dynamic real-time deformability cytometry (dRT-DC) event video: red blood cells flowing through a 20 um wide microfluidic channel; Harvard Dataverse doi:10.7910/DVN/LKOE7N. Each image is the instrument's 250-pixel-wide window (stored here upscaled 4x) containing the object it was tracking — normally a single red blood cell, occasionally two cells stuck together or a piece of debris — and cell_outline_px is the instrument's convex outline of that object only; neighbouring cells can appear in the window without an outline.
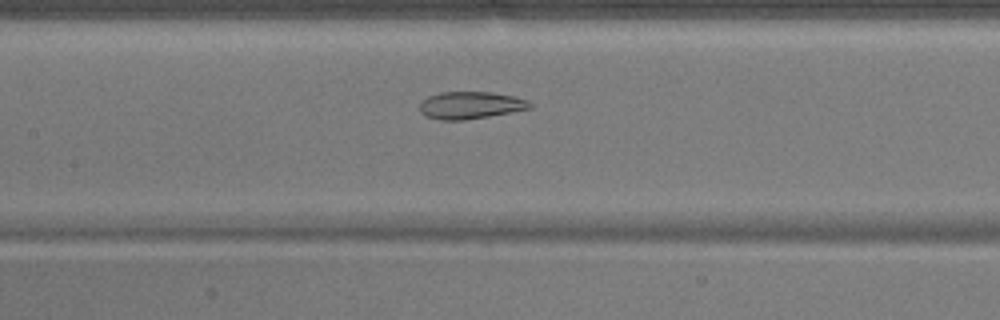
{"species": "common noctule bat (a hibernating species)", "species_latin": "Nyctalus noctula", "temperature_condition": "warm", "stored_images_in_passage": 39, "camera_frame_rate_fps": 3000, "um_per_image_px": 0.085, "animal": {"sex": "male", "body_mass_g": 17.9}, "frame": {"image": 1, "passage_image": 11, "time_ms": 3.333, "image_size_px": [1000, 320], "cell_outline_px": [[532, 108], [488, 116], [464, 120], [440, 120], [424, 116], [420, 112], [420, 104], [428, 96], [440, 92], [492, 92], [512, 96], [528, 100], [532, 104]], "centroid_in_image_um": [39.97, 8.95], "position_along_channel_um": 167.4, "area_um2": 17.46}}
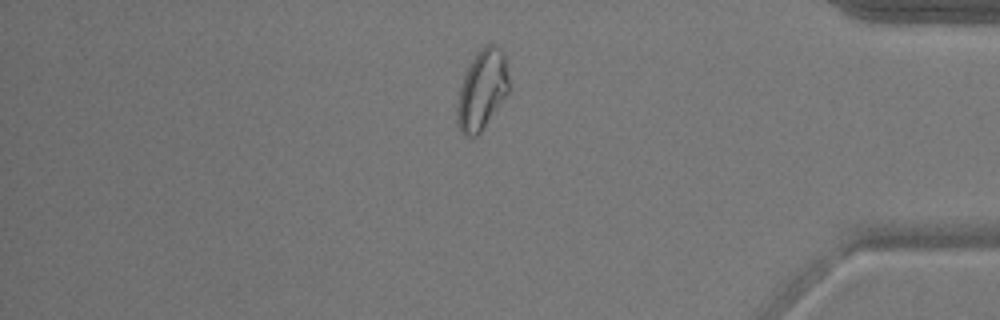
{"frame": {"image": 2, "passage_image": 31, "time_ms": 10.0, "image_size_px": [1000, 320], "cell_outline_px": [[508, 92], [480, 132], [472, 140], [460, 132], [456, 116], [456, 108], [460, 88], [464, 76], [476, 52], [484, 44], [492, 44], [500, 48], [504, 52], [508, 76]], "centroid_in_image_um": [40.95, 7.64], "position_along_channel_um": 394.2, "area_um2": 23.87}}
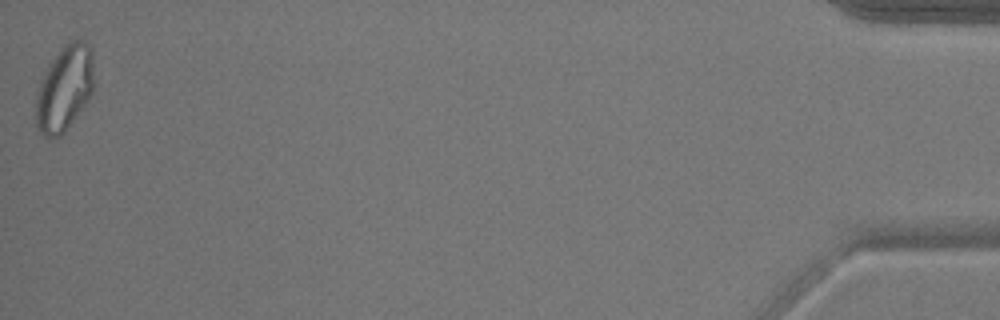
{"frame": {"image": 3, "passage_image": 39, "time_ms": 12.667, "image_size_px": [1000, 320], "cell_outline_px": [[92, 92], [84, 104], [64, 132], [60, 136], [48, 140], [44, 136], [36, 124], [36, 96], [40, 80], [52, 60], [64, 44], [72, 40], [84, 40], [88, 44], [92, 52]], "centroid_in_image_um": [5.45, 7.52], "position_along_channel_um": 429.7, "area_um2": 28.44}, "authors_computed_cell_mechanics": {"area_um2": 19.9988, "velocity_mm_per_s": 3.8419, "shape_relaxation_time_tau1_ms": null, "shape_relaxation_time_tau2_ms": 1.6204, "deformation_change_tau1": null, "deformation_change_tau2": 0.0675}}